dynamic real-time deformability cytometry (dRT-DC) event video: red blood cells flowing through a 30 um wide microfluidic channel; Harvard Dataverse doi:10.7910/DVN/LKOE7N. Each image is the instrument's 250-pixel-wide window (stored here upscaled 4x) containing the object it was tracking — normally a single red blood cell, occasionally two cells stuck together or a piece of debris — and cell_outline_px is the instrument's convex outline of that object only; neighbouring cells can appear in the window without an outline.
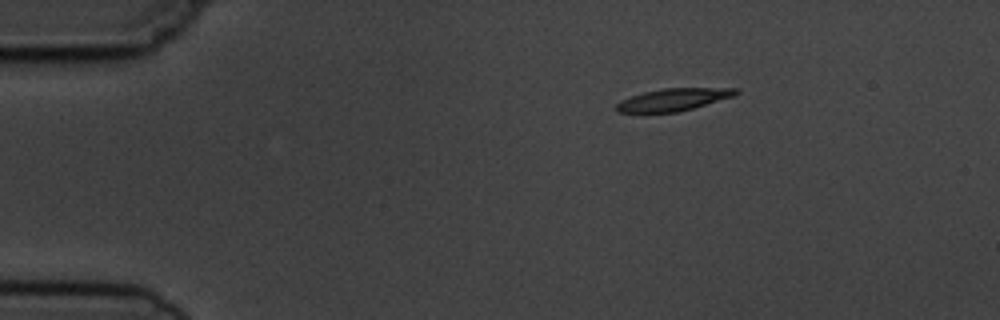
{"species": "common noctule bat (a hibernating species)", "species_latin": "Nyctalus noctula", "temperature_condition": "cold", "stored_images_in_passage": 3, "camera_frame_rate_fps": 3000, "um_per_image_px": 0.085, "animal": {"sex": "male", "body_mass_g": 19.5, "forearm_length_mm": 54.6}, "frame": {"image": 1, "passage_image": 1, "time_ms": 0.0, "image_size_px": [1000, 320], "cell_outline_px": [[740, 92], [732, 96], [692, 108], [676, 112], [620, 112], [616, 108], [616, 104], [620, 100], [644, 92], [664, 88], [740, 88]], "centroid_in_image_um": [57.24, 8.45], "position_along_channel_um": 27.8, "area_um2": 15.2}}